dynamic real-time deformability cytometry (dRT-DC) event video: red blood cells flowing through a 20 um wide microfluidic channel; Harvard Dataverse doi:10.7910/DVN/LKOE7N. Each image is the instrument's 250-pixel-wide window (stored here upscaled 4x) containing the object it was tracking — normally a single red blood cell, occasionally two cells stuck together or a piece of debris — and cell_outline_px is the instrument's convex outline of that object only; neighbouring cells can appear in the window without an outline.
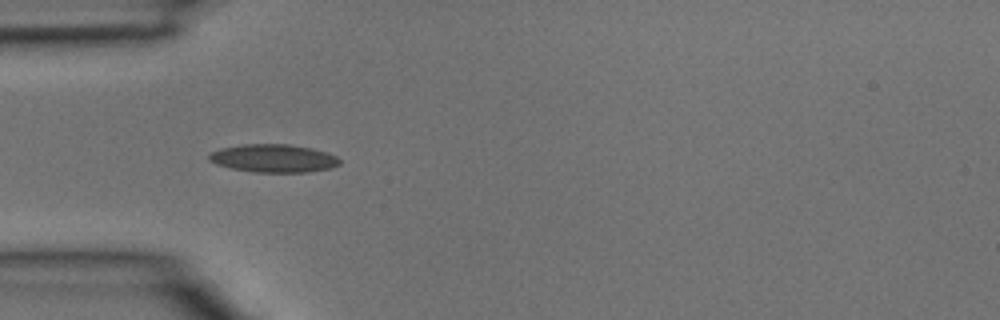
{"species": "common noctule bat (a hibernating species)", "species_latin": "Nyctalus noctula", "temperature_condition": "room temperature", "stored_images_in_passage": 1, "camera_frame_rate_fps": 3000, "um_per_image_px": 0.085, "animal": {"sex": "male", "body_mass_g": 15.6}, "frame": {"image": 1, "passage_image": 1, "time_ms": 0.0, "image_size_px": [1000, 320], "cell_outline_px": [[340, 164], [332, 168], [308, 172], [252, 172], [232, 168], [216, 164], [208, 160], [208, 156], [212, 152], [220, 148], [244, 144], [288, 144], [312, 148], [328, 152], [336, 156], [340, 160]], "centroid_in_image_um": [23.27, 13.45], "position_along_channel_um": 61.7, "area_um2": 21.44}}